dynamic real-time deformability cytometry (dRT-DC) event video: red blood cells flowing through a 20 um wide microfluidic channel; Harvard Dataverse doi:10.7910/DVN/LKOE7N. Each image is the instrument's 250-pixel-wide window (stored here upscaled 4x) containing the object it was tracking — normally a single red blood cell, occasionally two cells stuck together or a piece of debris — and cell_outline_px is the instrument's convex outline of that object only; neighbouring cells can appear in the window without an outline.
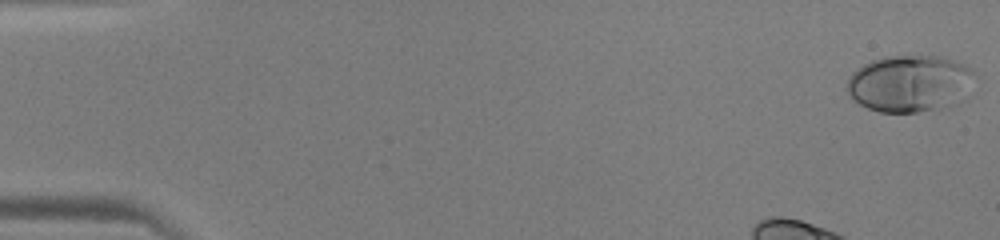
{"species": "human", "species_latin": "Homo sapiens", "temperature_condition": "warm", "stored_images_in_passage": 46, "camera_frame_rate_fps": 3000, "um_per_image_px": 0.085, "donor": {"sex": "male"}, "frame": {"image": 1, "passage_image": 1, "time_ms": 0.0, "image_size_px": [1000, 240], "cell_outline_px": [[972, 72], [932, 108], [916, 112], [880, 112], [868, 108], [852, 100], [848, 92], [848, 76], [852, 72], [864, 64], [872, 60], [884, 56], [940, 56], [964, 64], [972, 68]], "centroid_in_image_um": [76.95, 7.01], "position_along_channel_um": 8.1, "area_um2": 38.67}}
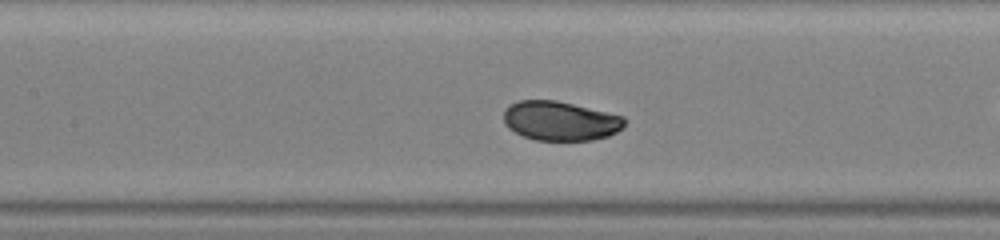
{"frame": {"image": 2, "passage_image": 20, "time_ms": 6.333, "image_size_px": [1000, 240], "cell_outline_px": [[624, 124], [616, 132], [608, 136], [592, 140], [536, 140], [524, 136], [508, 128], [504, 124], [504, 108], [520, 100], [556, 100], [624, 116]], "centroid_in_image_um": [47.6, 10.27], "position_along_channel_um": 159.8, "area_um2": 27.51}}
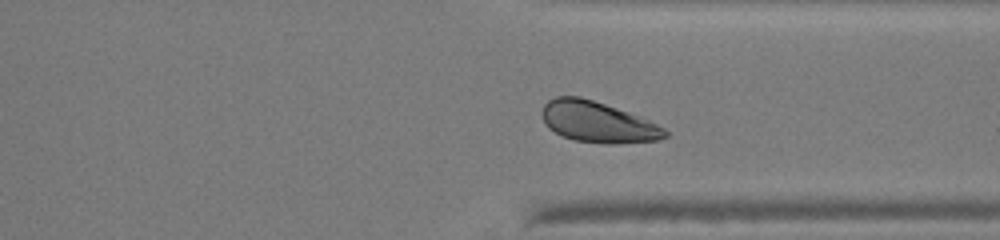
{"frame": {"image": 3, "passage_image": 34, "time_ms": 11.0, "image_size_px": [1000, 240], "cell_outline_px": [[668, 136], [660, 140], [616, 144], [604, 144], [576, 140], [564, 136], [548, 128], [544, 124], [540, 112], [544, 104], [548, 100], [556, 96], [580, 96], [640, 116], [664, 128], [668, 132]], "centroid_in_image_um": [50.79, 10.38], "position_along_channel_um": 360.6, "area_um2": 29.36}}